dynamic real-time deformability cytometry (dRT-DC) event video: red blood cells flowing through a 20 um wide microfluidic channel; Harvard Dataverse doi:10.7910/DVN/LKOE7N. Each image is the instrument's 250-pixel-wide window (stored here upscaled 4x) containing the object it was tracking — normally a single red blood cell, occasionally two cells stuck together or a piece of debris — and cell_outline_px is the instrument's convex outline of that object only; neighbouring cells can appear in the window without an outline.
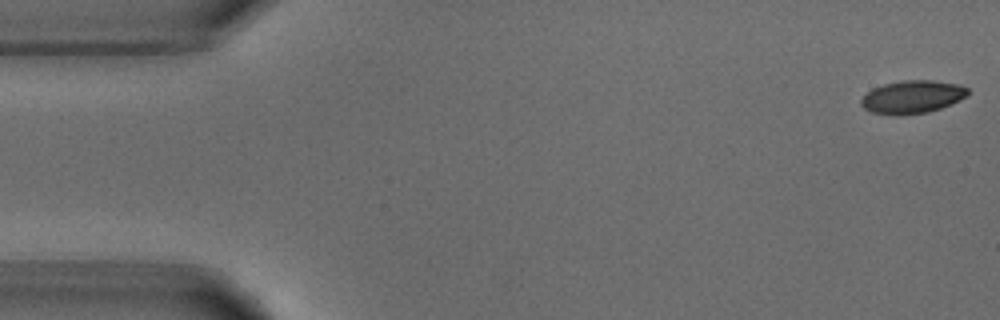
{"species": "common noctule bat (a hibernating species)", "species_latin": "Nyctalus noctula", "temperature_condition": "warm", "stored_images_in_passage": 5, "camera_frame_rate_fps": 3000, "um_per_image_px": 0.085, "animal": {"sex": "male", "body_mass_g": 18.8}, "frame": {"image": 1, "passage_image": 1, "time_ms": 0.0, "image_size_px": [1000, 320], "cell_outline_px": [[968, 96], [960, 100], [940, 108], [928, 112], [896, 116], [872, 112], [864, 108], [860, 104], [860, 100], [872, 88], [884, 84], [904, 80], [932, 80], [956, 84], [968, 88]], "centroid_in_image_um": [77.53, 8.24], "position_along_channel_um": 7.5, "area_um2": 20.46}}